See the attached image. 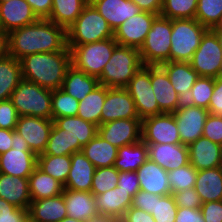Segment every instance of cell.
<instances>
[{"instance_id": "6da1fadb", "label": "cell", "mask_w": 222, "mask_h": 222, "mask_svg": "<svg viewBox=\"0 0 222 222\" xmlns=\"http://www.w3.org/2000/svg\"><path fill=\"white\" fill-rule=\"evenodd\" d=\"M9 55L17 60L46 52L70 51L66 29L47 19L13 30L8 34Z\"/></svg>"}, {"instance_id": "7a4b0ae2", "label": "cell", "mask_w": 222, "mask_h": 222, "mask_svg": "<svg viewBox=\"0 0 222 222\" xmlns=\"http://www.w3.org/2000/svg\"><path fill=\"white\" fill-rule=\"evenodd\" d=\"M22 79L56 90L61 88L71 64L70 51L35 53L20 60Z\"/></svg>"}, {"instance_id": "3957f363", "label": "cell", "mask_w": 222, "mask_h": 222, "mask_svg": "<svg viewBox=\"0 0 222 222\" xmlns=\"http://www.w3.org/2000/svg\"><path fill=\"white\" fill-rule=\"evenodd\" d=\"M142 66L139 49L117 45L98 77L99 83L108 88H126Z\"/></svg>"}, {"instance_id": "277c9868", "label": "cell", "mask_w": 222, "mask_h": 222, "mask_svg": "<svg viewBox=\"0 0 222 222\" xmlns=\"http://www.w3.org/2000/svg\"><path fill=\"white\" fill-rule=\"evenodd\" d=\"M67 45H83L114 37V31L105 18L89 2L66 29Z\"/></svg>"}, {"instance_id": "5b68a950", "label": "cell", "mask_w": 222, "mask_h": 222, "mask_svg": "<svg viewBox=\"0 0 222 222\" xmlns=\"http://www.w3.org/2000/svg\"><path fill=\"white\" fill-rule=\"evenodd\" d=\"M10 100L19 116L52 119V90L22 79L12 92Z\"/></svg>"}, {"instance_id": "8992f818", "label": "cell", "mask_w": 222, "mask_h": 222, "mask_svg": "<svg viewBox=\"0 0 222 222\" xmlns=\"http://www.w3.org/2000/svg\"><path fill=\"white\" fill-rule=\"evenodd\" d=\"M118 45L114 37L83 45H67L71 64L88 75L99 77Z\"/></svg>"}, {"instance_id": "52a82bcc", "label": "cell", "mask_w": 222, "mask_h": 222, "mask_svg": "<svg viewBox=\"0 0 222 222\" xmlns=\"http://www.w3.org/2000/svg\"><path fill=\"white\" fill-rule=\"evenodd\" d=\"M172 20L158 15L139 53L143 65L159 66L170 61Z\"/></svg>"}, {"instance_id": "ba28073f", "label": "cell", "mask_w": 222, "mask_h": 222, "mask_svg": "<svg viewBox=\"0 0 222 222\" xmlns=\"http://www.w3.org/2000/svg\"><path fill=\"white\" fill-rule=\"evenodd\" d=\"M208 29L193 19H173L170 61L190 62Z\"/></svg>"}, {"instance_id": "9c48e42d", "label": "cell", "mask_w": 222, "mask_h": 222, "mask_svg": "<svg viewBox=\"0 0 222 222\" xmlns=\"http://www.w3.org/2000/svg\"><path fill=\"white\" fill-rule=\"evenodd\" d=\"M200 77L217 78L222 75V42L218 34L208 29L190 61Z\"/></svg>"}, {"instance_id": "30bf717a", "label": "cell", "mask_w": 222, "mask_h": 222, "mask_svg": "<svg viewBox=\"0 0 222 222\" xmlns=\"http://www.w3.org/2000/svg\"><path fill=\"white\" fill-rule=\"evenodd\" d=\"M126 89L134 100L139 119L163 114L151 86V66L143 65L130 79Z\"/></svg>"}, {"instance_id": "8fae6325", "label": "cell", "mask_w": 222, "mask_h": 222, "mask_svg": "<svg viewBox=\"0 0 222 222\" xmlns=\"http://www.w3.org/2000/svg\"><path fill=\"white\" fill-rule=\"evenodd\" d=\"M52 119L35 116H19L15 133L18 141L26 143L37 156L46 149L51 129Z\"/></svg>"}, {"instance_id": "7c38bea8", "label": "cell", "mask_w": 222, "mask_h": 222, "mask_svg": "<svg viewBox=\"0 0 222 222\" xmlns=\"http://www.w3.org/2000/svg\"><path fill=\"white\" fill-rule=\"evenodd\" d=\"M142 140L147 144H180L178 126L173 113H163L142 120Z\"/></svg>"}, {"instance_id": "4fadbf2b", "label": "cell", "mask_w": 222, "mask_h": 222, "mask_svg": "<svg viewBox=\"0 0 222 222\" xmlns=\"http://www.w3.org/2000/svg\"><path fill=\"white\" fill-rule=\"evenodd\" d=\"M98 135L116 148L138 143L142 140V120L118 119L98 126Z\"/></svg>"}, {"instance_id": "5bb4252c", "label": "cell", "mask_w": 222, "mask_h": 222, "mask_svg": "<svg viewBox=\"0 0 222 222\" xmlns=\"http://www.w3.org/2000/svg\"><path fill=\"white\" fill-rule=\"evenodd\" d=\"M173 115L178 126L181 144L188 146L202 136L209 111L205 108L183 102L173 112Z\"/></svg>"}, {"instance_id": "9a60e30c", "label": "cell", "mask_w": 222, "mask_h": 222, "mask_svg": "<svg viewBox=\"0 0 222 222\" xmlns=\"http://www.w3.org/2000/svg\"><path fill=\"white\" fill-rule=\"evenodd\" d=\"M37 167V155L26 143L17 141L7 152L0 154V173L28 178Z\"/></svg>"}, {"instance_id": "2e32d148", "label": "cell", "mask_w": 222, "mask_h": 222, "mask_svg": "<svg viewBox=\"0 0 222 222\" xmlns=\"http://www.w3.org/2000/svg\"><path fill=\"white\" fill-rule=\"evenodd\" d=\"M157 16L158 14L141 11L139 14L125 20L114 30L115 41L120 46L140 49Z\"/></svg>"}, {"instance_id": "e0dca14e", "label": "cell", "mask_w": 222, "mask_h": 222, "mask_svg": "<svg viewBox=\"0 0 222 222\" xmlns=\"http://www.w3.org/2000/svg\"><path fill=\"white\" fill-rule=\"evenodd\" d=\"M139 118L135 103L126 88H108L102 107L100 125L118 119Z\"/></svg>"}, {"instance_id": "ac0fdd59", "label": "cell", "mask_w": 222, "mask_h": 222, "mask_svg": "<svg viewBox=\"0 0 222 222\" xmlns=\"http://www.w3.org/2000/svg\"><path fill=\"white\" fill-rule=\"evenodd\" d=\"M151 86L163 113H173L183 104L166 71L160 65L151 66Z\"/></svg>"}, {"instance_id": "d6986e66", "label": "cell", "mask_w": 222, "mask_h": 222, "mask_svg": "<svg viewBox=\"0 0 222 222\" xmlns=\"http://www.w3.org/2000/svg\"><path fill=\"white\" fill-rule=\"evenodd\" d=\"M148 158L167 172L189 164L188 146L184 144H149Z\"/></svg>"}, {"instance_id": "ffe728a7", "label": "cell", "mask_w": 222, "mask_h": 222, "mask_svg": "<svg viewBox=\"0 0 222 222\" xmlns=\"http://www.w3.org/2000/svg\"><path fill=\"white\" fill-rule=\"evenodd\" d=\"M0 19L3 31L8 34L39 20L26 0L0 2Z\"/></svg>"}, {"instance_id": "44dd1931", "label": "cell", "mask_w": 222, "mask_h": 222, "mask_svg": "<svg viewBox=\"0 0 222 222\" xmlns=\"http://www.w3.org/2000/svg\"><path fill=\"white\" fill-rule=\"evenodd\" d=\"M189 162L197 170L222 166V146L201 136L188 145Z\"/></svg>"}, {"instance_id": "7402d4cb", "label": "cell", "mask_w": 222, "mask_h": 222, "mask_svg": "<svg viewBox=\"0 0 222 222\" xmlns=\"http://www.w3.org/2000/svg\"><path fill=\"white\" fill-rule=\"evenodd\" d=\"M114 31L125 20L141 12L131 0H89Z\"/></svg>"}, {"instance_id": "603a6c76", "label": "cell", "mask_w": 222, "mask_h": 222, "mask_svg": "<svg viewBox=\"0 0 222 222\" xmlns=\"http://www.w3.org/2000/svg\"><path fill=\"white\" fill-rule=\"evenodd\" d=\"M140 190L159 196L171 194L167 171L149 158L136 171Z\"/></svg>"}, {"instance_id": "cb8c5ba5", "label": "cell", "mask_w": 222, "mask_h": 222, "mask_svg": "<svg viewBox=\"0 0 222 222\" xmlns=\"http://www.w3.org/2000/svg\"><path fill=\"white\" fill-rule=\"evenodd\" d=\"M96 167L81 152L71 155V167L64 185L65 189L90 192Z\"/></svg>"}, {"instance_id": "d4e9b609", "label": "cell", "mask_w": 222, "mask_h": 222, "mask_svg": "<svg viewBox=\"0 0 222 222\" xmlns=\"http://www.w3.org/2000/svg\"><path fill=\"white\" fill-rule=\"evenodd\" d=\"M0 198L17 208L28 210L31 202L28 178L0 173Z\"/></svg>"}, {"instance_id": "484cf974", "label": "cell", "mask_w": 222, "mask_h": 222, "mask_svg": "<svg viewBox=\"0 0 222 222\" xmlns=\"http://www.w3.org/2000/svg\"><path fill=\"white\" fill-rule=\"evenodd\" d=\"M28 217L34 222H60L67 217L63 194L45 199L32 200Z\"/></svg>"}, {"instance_id": "4316f807", "label": "cell", "mask_w": 222, "mask_h": 222, "mask_svg": "<svg viewBox=\"0 0 222 222\" xmlns=\"http://www.w3.org/2000/svg\"><path fill=\"white\" fill-rule=\"evenodd\" d=\"M62 194L67 209V217L86 222L98 213L96 199L91 192L64 188Z\"/></svg>"}, {"instance_id": "83f0119b", "label": "cell", "mask_w": 222, "mask_h": 222, "mask_svg": "<svg viewBox=\"0 0 222 222\" xmlns=\"http://www.w3.org/2000/svg\"><path fill=\"white\" fill-rule=\"evenodd\" d=\"M160 66L166 71L173 88L184 102L200 76L191 67L190 62L169 61Z\"/></svg>"}, {"instance_id": "f1b7e54d", "label": "cell", "mask_w": 222, "mask_h": 222, "mask_svg": "<svg viewBox=\"0 0 222 222\" xmlns=\"http://www.w3.org/2000/svg\"><path fill=\"white\" fill-rule=\"evenodd\" d=\"M53 122L74 139L75 152L82 150L98 134V126L78 116L55 118Z\"/></svg>"}, {"instance_id": "f546056e", "label": "cell", "mask_w": 222, "mask_h": 222, "mask_svg": "<svg viewBox=\"0 0 222 222\" xmlns=\"http://www.w3.org/2000/svg\"><path fill=\"white\" fill-rule=\"evenodd\" d=\"M194 189L202 203L222 201V166L198 171Z\"/></svg>"}, {"instance_id": "4dcf8cb0", "label": "cell", "mask_w": 222, "mask_h": 222, "mask_svg": "<svg viewBox=\"0 0 222 222\" xmlns=\"http://www.w3.org/2000/svg\"><path fill=\"white\" fill-rule=\"evenodd\" d=\"M98 213L122 218L131 207L133 197L120 187L95 195Z\"/></svg>"}, {"instance_id": "1f68e13d", "label": "cell", "mask_w": 222, "mask_h": 222, "mask_svg": "<svg viewBox=\"0 0 222 222\" xmlns=\"http://www.w3.org/2000/svg\"><path fill=\"white\" fill-rule=\"evenodd\" d=\"M99 79L71 65L65 75L61 89L78 101L84 99L99 85Z\"/></svg>"}, {"instance_id": "d6a6232c", "label": "cell", "mask_w": 222, "mask_h": 222, "mask_svg": "<svg viewBox=\"0 0 222 222\" xmlns=\"http://www.w3.org/2000/svg\"><path fill=\"white\" fill-rule=\"evenodd\" d=\"M117 150L118 148L97 134L82 147L81 152L96 168H103L114 166L117 158Z\"/></svg>"}, {"instance_id": "836d02e7", "label": "cell", "mask_w": 222, "mask_h": 222, "mask_svg": "<svg viewBox=\"0 0 222 222\" xmlns=\"http://www.w3.org/2000/svg\"><path fill=\"white\" fill-rule=\"evenodd\" d=\"M30 197L32 200L55 197L63 193L64 185L38 167L28 177Z\"/></svg>"}, {"instance_id": "e575fe53", "label": "cell", "mask_w": 222, "mask_h": 222, "mask_svg": "<svg viewBox=\"0 0 222 222\" xmlns=\"http://www.w3.org/2000/svg\"><path fill=\"white\" fill-rule=\"evenodd\" d=\"M147 159L148 146L141 140L118 148L114 167L118 171H137Z\"/></svg>"}, {"instance_id": "d590c367", "label": "cell", "mask_w": 222, "mask_h": 222, "mask_svg": "<svg viewBox=\"0 0 222 222\" xmlns=\"http://www.w3.org/2000/svg\"><path fill=\"white\" fill-rule=\"evenodd\" d=\"M88 3L89 0H52L51 14L47 20L67 29Z\"/></svg>"}, {"instance_id": "8d00e7d4", "label": "cell", "mask_w": 222, "mask_h": 222, "mask_svg": "<svg viewBox=\"0 0 222 222\" xmlns=\"http://www.w3.org/2000/svg\"><path fill=\"white\" fill-rule=\"evenodd\" d=\"M22 80L21 63L8 55L0 60V101L11 98L12 92Z\"/></svg>"}, {"instance_id": "74e56055", "label": "cell", "mask_w": 222, "mask_h": 222, "mask_svg": "<svg viewBox=\"0 0 222 222\" xmlns=\"http://www.w3.org/2000/svg\"><path fill=\"white\" fill-rule=\"evenodd\" d=\"M106 93L107 87L99 84L84 99L79 101L77 116L99 126Z\"/></svg>"}, {"instance_id": "f35d334b", "label": "cell", "mask_w": 222, "mask_h": 222, "mask_svg": "<svg viewBox=\"0 0 222 222\" xmlns=\"http://www.w3.org/2000/svg\"><path fill=\"white\" fill-rule=\"evenodd\" d=\"M37 167L65 185L71 167V156L40 154L37 156Z\"/></svg>"}, {"instance_id": "ab89813d", "label": "cell", "mask_w": 222, "mask_h": 222, "mask_svg": "<svg viewBox=\"0 0 222 222\" xmlns=\"http://www.w3.org/2000/svg\"><path fill=\"white\" fill-rule=\"evenodd\" d=\"M75 153L74 139L55 123L51 129L46 149L42 154L63 156Z\"/></svg>"}, {"instance_id": "60d3db41", "label": "cell", "mask_w": 222, "mask_h": 222, "mask_svg": "<svg viewBox=\"0 0 222 222\" xmlns=\"http://www.w3.org/2000/svg\"><path fill=\"white\" fill-rule=\"evenodd\" d=\"M215 78L199 77L184 101L190 105L202 107L208 110L213 95Z\"/></svg>"}, {"instance_id": "b9f144b4", "label": "cell", "mask_w": 222, "mask_h": 222, "mask_svg": "<svg viewBox=\"0 0 222 222\" xmlns=\"http://www.w3.org/2000/svg\"><path fill=\"white\" fill-rule=\"evenodd\" d=\"M198 0H163L161 16L173 19H193Z\"/></svg>"}, {"instance_id": "7bdbcfd3", "label": "cell", "mask_w": 222, "mask_h": 222, "mask_svg": "<svg viewBox=\"0 0 222 222\" xmlns=\"http://www.w3.org/2000/svg\"><path fill=\"white\" fill-rule=\"evenodd\" d=\"M79 101L61 88L52 90V120L59 117L77 116Z\"/></svg>"}, {"instance_id": "ee69618b", "label": "cell", "mask_w": 222, "mask_h": 222, "mask_svg": "<svg viewBox=\"0 0 222 222\" xmlns=\"http://www.w3.org/2000/svg\"><path fill=\"white\" fill-rule=\"evenodd\" d=\"M198 171L189 163L183 167L167 172L171 194L195 186Z\"/></svg>"}, {"instance_id": "f6af8a7d", "label": "cell", "mask_w": 222, "mask_h": 222, "mask_svg": "<svg viewBox=\"0 0 222 222\" xmlns=\"http://www.w3.org/2000/svg\"><path fill=\"white\" fill-rule=\"evenodd\" d=\"M118 177L119 171L114 166L96 168L90 192L95 196L116 188Z\"/></svg>"}, {"instance_id": "bcb514c9", "label": "cell", "mask_w": 222, "mask_h": 222, "mask_svg": "<svg viewBox=\"0 0 222 222\" xmlns=\"http://www.w3.org/2000/svg\"><path fill=\"white\" fill-rule=\"evenodd\" d=\"M222 14V0H198L195 19L211 29Z\"/></svg>"}, {"instance_id": "7dc6e473", "label": "cell", "mask_w": 222, "mask_h": 222, "mask_svg": "<svg viewBox=\"0 0 222 222\" xmlns=\"http://www.w3.org/2000/svg\"><path fill=\"white\" fill-rule=\"evenodd\" d=\"M178 207L172 194L155 195L154 211L151 213L155 222H175Z\"/></svg>"}, {"instance_id": "c3c4849f", "label": "cell", "mask_w": 222, "mask_h": 222, "mask_svg": "<svg viewBox=\"0 0 222 222\" xmlns=\"http://www.w3.org/2000/svg\"><path fill=\"white\" fill-rule=\"evenodd\" d=\"M202 136L222 146V116L209 113Z\"/></svg>"}, {"instance_id": "681fc988", "label": "cell", "mask_w": 222, "mask_h": 222, "mask_svg": "<svg viewBox=\"0 0 222 222\" xmlns=\"http://www.w3.org/2000/svg\"><path fill=\"white\" fill-rule=\"evenodd\" d=\"M19 115L12 101H0V128L15 130Z\"/></svg>"}, {"instance_id": "f907efd6", "label": "cell", "mask_w": 222, "mask_h": 222, "mask_svg": "<svg viewBox=\"0 0 222 222\" xmlns=\"http://www.w3.org/2000/svg\"><path fill=\"white\" fill-rule=\"evenodd\" d=\"M28 210L20 209L0 198V222H24Z\"/></svg>"}, {"instance_id": "816d5d0a", "label": "cell", "mask_w": 222, "mask_h": 222, "mask_svg": "<svg viewBox=\"0 0 222 222\" xmlns=\"http://www.w3.org/2000/svg\"><path fill=\"white\" fill-rule=\"evenodd\" d=\"M178 208H200L202 201L195 191L194 187L172 193Z\"/></svg>"}, {"instance_id": "f5cc1de1", "label": "cell", "mask_w": 222, "mask_h": 222, "mask_svg": "<svg viewBox=\"0 0 222 222\" xmlns=\"http://www.w3.org/2000/svg\"><path fill=\"white\" fill-rule=\"evenodd\" d=\"M117 186L134 197V195L140 190L136 171H119Z\"/></svg>"}, {"instance_id": "db71d44e", "label": "cell", "mask_w": 222, "mask_h": 222, "mask_svg": "<svg viewBox=\"0 0 222 222\" xmlns=\"http://www.w3.org/2000/svg\"><path fill=\"white\" fill-rule=\"evenodd\" d=\"M154 205L155 194L139 190L132 199L131 207L151 214L154 211Z\"/></svg>"}, {"instance_id": "11a10c76", "label": "cell", "mask_w": 222, "mask_h": 222, "mask_svg": "<svg viewBox=\"0 0 222 222\" xmlns=\"http://www.w3.org/2000/svg\"><path fill=\"white\" fill-rule=\"evenodd\" d=\"M200 209L205 222H222V201L202 203Z\"/></svg>"}, {"instance_id": "9f6ffc18", "label": "cell", "mask_w": 222, "mask_h": 222, "mask_svg": "<svg viewBox=\"0 0 222 222\" xmlns=\"http://www.w3.org/2000/svg\"><path fill=\"white\" fill-rule=\"evenodd\" d=\"M209 113L222 116V75L215 78L213 95L208 108Z\"/></svg>"}, {"instance_id": "6f0895ef", "label": "cell", "mask_w": 222, "mask_h": 222, "mask_svg": "<svg viewBox=\"0 0 222 222\" xmlns=\"http://www.w3.org/2000/svg\"><path fill=\"white\" fill-rule=\"evenodd\" d=\"M175 222H205L200 208H178Z\"/></svg>"}, {"instance_id": "680465c9", "label": "cell", "mask_w": 222, "mask_h": 222, "mask_svg": "<svg viewBox=\"0 0 222 222\" xmlns=\"http://www.w3.org/2000/svg\"><path fill=\"white\" fill-rule=\"evenodd\" d=\"M121 222H155V220L150 213L130 207L121 218Z\"/></svg>"}, {"instance_id": "91938a15", "label": "cell", "mask_w": 222, "mask_h": 222, "mask_svg": "<svg viewBox=\"0 0 222 222\" xmlns=\"http://www.w3.org/2000/svg\"><path fill=\"white\" fill-rule=\"evenodd\" d=\"M39 19H47L51 14L52 0H26Z\"/></svg>"}, {"instance_id": "94428289", "label": "cell", "mask_w": 222, "mask_h": 222, "mask_svg": "<svg viewBox=\"0 0 222 222\" xmlns=\"http://www.w3.org/2000/svg\"><path fill=\"white\" fill-rule=\"evenodd\" d=\"M17 141L15 130L0 128V154L7 152Z\"/></svg>"}, {"instance_id": "6125c7cd", "label": "cell", "mask_w": 222, "mask_h": 222, "mask_svg": "<svg viewBox=\"0 0 222 222\" xmlns=\"http://www.w3.org/2000/svg\"><path fill=\"white\" fill-rule=\"evenodd\" d=\"M141 11L150 12L153 14H161L163 0H131Z\"/></svg>"}, {"instance_id": "be15d7a7", "label": "cell", "mask_w": 222, "mask_h": 222, "mask_svg": "<svg viewBox=\"0 0 222 222\" xmlns=\"http://www.w3.org/2000/svg\"><path fill=\"white\" fill-rule=\"evenodd\" d=\"M9 55L8 33L0 30V60Z\"/></svg>"}, {"instance_id": "e7e4bbea", "label": "cell", "mask_w": 222, "mask_h": 222, "mask_svg": "<svg viewBox=\"0 0 222 222\" xmlns=\"http://www.w3.org/2000/svg\"><path fill=\"white\" fill-rule=\"evenodd\" d=\"M86 222H121V218H117L115 216L97 213L94 214L89 220Z\"/></svg>"}, {"instance_id": "03108f58", "label": "cell", "mask_w": 222, "mask_h": 222, "mask_svg": "<svg viewBox=\"0 0 222 222\" xmlns=\"http://www.w3.org/2000/svg\"><path fill=\"white\" fill-rule=\"evenodd\" d=\"M211 30L214 33H222V14L218 21L214 24V26L211 28Z\"/></svg>"}, {"instance_id": "003e7915", "label": "cell", "mask_w": 222, "mask_h": 222, "mask_svg": "<svg viewBox=\"0 0 222 222\" xmlns=\"http://www.w3.org/2000/svg\"><path fill=\"white\" fill-rule=\"evenodd\" d=\"M60 222H84V221H79L70 217H65L62 221Z\"/></svg>"}, {"instance_id": "a7ac6f4b", "label": "cell", "mask_w": 222, "mask_h": 222, "mask_svg": "<svg viewBox=\"0 0 222 222\" xmlns=\"http://www.w3.org/2000/svg\"><path fill=\"white\" fill-rule=\"evenodd\" d=\"M24 222H34V221H32L29 217H27Z\"/></svg>"}, {"instance_id": "89a4df30", "label": "cell", "mask_w": 222, "mask_h": 222, "mask_svg": "<svg viewBox=\"0 0 222 222\" xmlns=\"http://www.w3.org/2000/svg\"><path fill=\"white\" fill-rule=\"evenodd\" d=\"M219 35L220 39H221V42H222V33H216Z\"/></svg>"}, {"instance_id": "2644e50d", "label": "cell", "mask_w": 222, "mask_h": 222, "mask_svg": "<svg viewBox=\"0 0 222 222\" xmlns=\"http://www.w3.org/2000/svg\"><path fill=\"white\" fill-rule=\"evenodd\" d=\"M0 30H3V26H2V23H1V19H0Z\"/></svg>"}, {"instance_id": "8c879c8a", "label": "cell", "mask_w": 222, "mask_h": 222, "mask_svg": "<svg viewBox=\"0 0 222 222\" xmlns=\"http://www.w3.org/2000/svg\"><path fill=\"white\" fill-rule=\"evenodd\" d=\"M8 1H10V0H0V2H8Z\"/></svg>"}]
</instances>
